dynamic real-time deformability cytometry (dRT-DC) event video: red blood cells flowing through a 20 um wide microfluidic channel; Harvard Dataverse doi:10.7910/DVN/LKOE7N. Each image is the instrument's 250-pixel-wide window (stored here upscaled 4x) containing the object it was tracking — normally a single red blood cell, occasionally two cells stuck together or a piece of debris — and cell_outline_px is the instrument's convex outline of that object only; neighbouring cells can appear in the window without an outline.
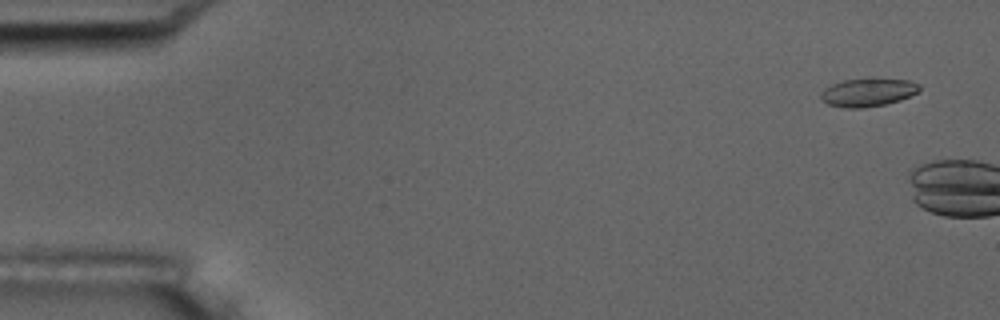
{"species": "common noctule bat (a hibernating species)", "species_latin": "Nyctalus noctula", "temperature_condition": "room temperature", "stored_images_in_passage": 5, "camera_frame_rate_fps": 3000, "um_per_image_px": 0.085, "animal": {"sex": "male", "body_mass_g": 17.5, "forearm_length_mm": 52.3}, "frame": {"image": 1, "passage_image": 2, "time_ms": 0.333, "image_size_px": [1000, 320], "cell_outline_px": [[920, 88], [916, 92], [900, 100], [884, 104], [864, 108], [844, 108], [828, 104], [820, 100], [820, 92], [824, 88], [832, 84], [844, 80], [908, 80], [920, 84]], "centroid_in_image_um": [73.7, 7.88], "position_along_channel_um": 11.3, "area_um2": 15.78}}